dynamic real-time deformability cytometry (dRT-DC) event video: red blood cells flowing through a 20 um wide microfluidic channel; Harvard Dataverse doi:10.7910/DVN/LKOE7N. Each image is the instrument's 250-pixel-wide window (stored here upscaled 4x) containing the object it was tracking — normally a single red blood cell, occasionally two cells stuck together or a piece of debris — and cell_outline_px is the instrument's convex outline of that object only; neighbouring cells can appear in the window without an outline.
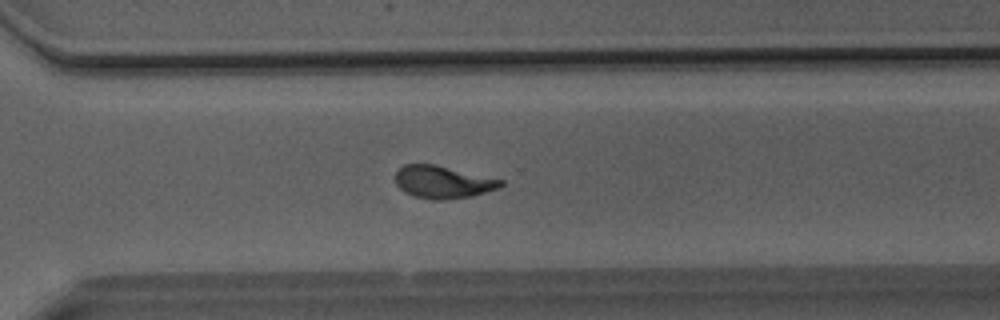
{"species": "Egyptian fruit bat (a non-hibernating species)", "species_latin": "Rousettus aegyptiacus", "temperature_condition": "room temperature", "stored_images_in_passage": 41, "camera_frame_rate_fps": 3000, "um_per_image_px": 0.085, "animal": {"sex": "male"}, "frame": {"image": 1, "passage_image": 27, "time_ms": 8.667, "image_size_px": [1000, 320], "cell_outline_px": [[504, 184], [500, 188], [472, 196], [444, 200], [432, 200], [412, 196], [404, 192], [396, 184], [396, 172], [404, 164], [436, 164], [504, 180]], "centroid_in_image_um": [37.66, 15.48], "position_along_channel_um": 332.9, "area_um2": 20.17}}
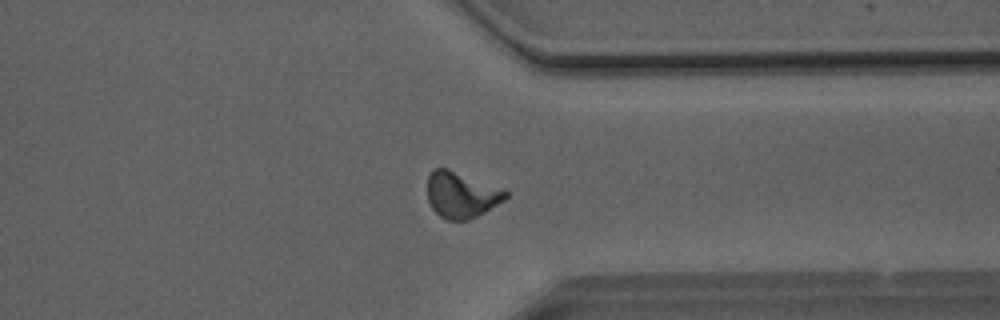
{"frame": {"image": 2, "passage_image": 30, "time_ms": 9.667, "image_size_px": [1000, 320], "cell_outline_px": [[508, 196], [504, 200], [484, 212], [468, 220], [448, 220], [440, 216], [432, 208], [428, 200], [428, 176], [432, 168], [448, 168], [504, 188], [508, 192]], "centroid_in_image_um": [39.22, 16.54], "position_along_channel_um": 372.2, "area_um2": 21.1}}
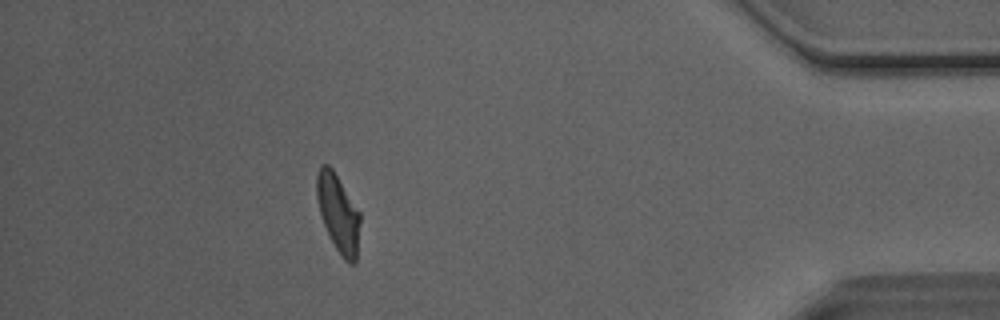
{"frame": {"image": 3, "passage_image": 36, "time_ms": 11.667, "image_size_px": [1000, 320], "cell_outline_px": [[360, 220], [356, 260], [352, 264], [348, 264], [340, 256], [324, 224], [320, 212], [316, 196], [316, 176], [320, 164], [328, 164], [332, 168], [360, 212]], "centroid_in_image_um": [28.74, 18.1], "position_along_channel_um": 406.5, "area_um2": 19.48}, "authors_computed_cell_mechanics": {"area_um2": 19.9988, "velocity_mm_per_s": 4.0793, "shape_relaxation_time_tau1_ms": 3.8393, "shape_relaxation_time_tau2_ms": 1.2623, "deformation_change_tau1": 0.1894, "deformation_change_tau2": 0.0827}}